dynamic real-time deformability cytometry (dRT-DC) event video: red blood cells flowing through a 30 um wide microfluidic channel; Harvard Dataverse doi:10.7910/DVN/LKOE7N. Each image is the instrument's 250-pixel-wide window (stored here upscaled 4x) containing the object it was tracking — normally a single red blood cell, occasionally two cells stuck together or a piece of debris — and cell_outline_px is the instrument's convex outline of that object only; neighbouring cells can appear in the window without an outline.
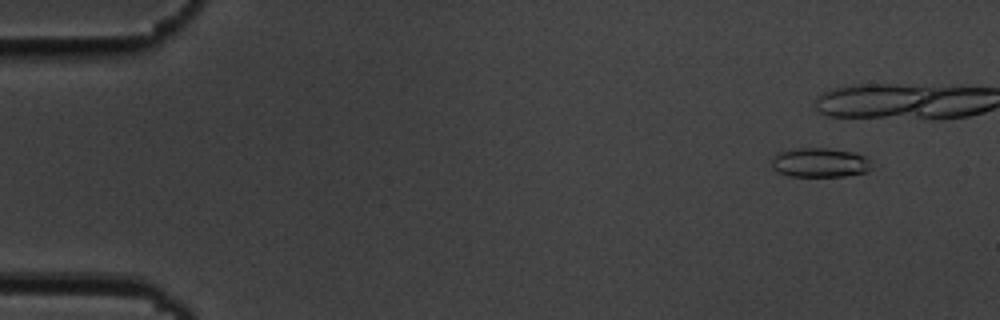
{"species": "common noctule bat (a hibernating species)", "species_latin": "Nyctalus noctula", "temperature_condition": "cold", "stored_images_in_passage": 40, "camera_frame_rate_fps": 3000, "um_per_image_px": 0.085, "animal": {"sex": "male", "body_mass_g": 19.5, "forearm_length_mm": 54.6}, "frame": {"image": 1, "passage_image": 1, "time_ms": 0.0, "image_size_px": [1000, 320], "cell_outline_px": [[872, 168], [868, 172], [844, 176], [788, 176], [776, 172], [772, 168], [772, 160], [780, 152], [796, 148], [828, 148], [852, 152], [864, 156], [868, 160]], "centroid_in_image_um": [69.68, 13.83], "position_along_channel_um": 15.3, "area_um2": 17.05}}